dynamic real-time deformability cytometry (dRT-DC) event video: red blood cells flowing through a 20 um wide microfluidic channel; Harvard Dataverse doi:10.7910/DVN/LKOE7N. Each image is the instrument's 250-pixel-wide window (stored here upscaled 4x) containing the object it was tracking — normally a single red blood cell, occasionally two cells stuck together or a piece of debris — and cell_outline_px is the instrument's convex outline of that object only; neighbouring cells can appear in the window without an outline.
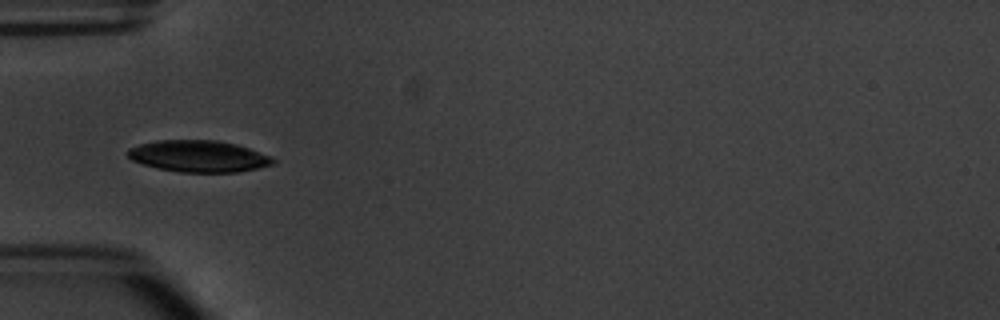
{"species": "common noctule bat (a hibernating species)", "species_latin": "Nyctalus noctula", "temperature_condition": "warm", "stored_images_in_passage": 8, "camera_frame_rate_fps": 3000, "um_per_image_px": 0.085, "animal": {"sex": "male", "body_mass_g": 20.1, "forearm_length_mm": 53.5}, "frame": {"image": 1, "passage_image": 4, "time_ms": 3.667, "image_size_px": [1000, 320], "cell_outline_px": [[276, 164], [236, 172], [180, 172], [156, 168], [132, 160], [128, 156], [128, 148], [140, 144], [156, 140], [220, 140], [236, 144], [248, 148], [268, 156], [276, 160]], "centroid_in_image_um": [16.87, 13.27], "position_along_channel_um": 68.1, "area_um2": 26.65}}
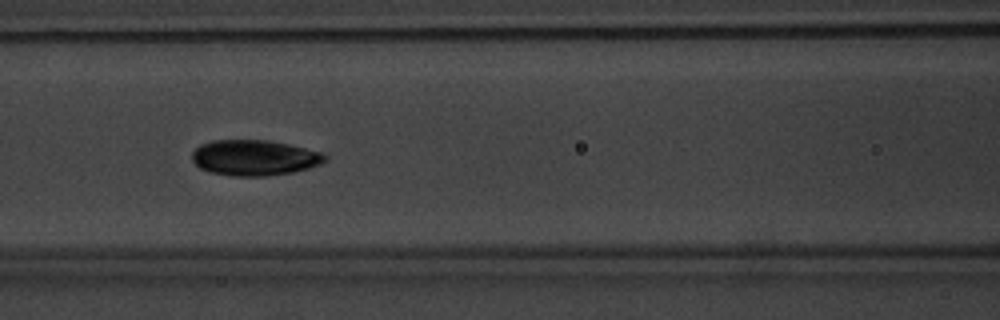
{"frame": {"image": 2, "passage_image": 6, "time_ms": 5.667, "image_size_px": [1000, 320], "cell_outline_px": [[328, 156], [320, 164], [308, 168], [292, 172], [264, 176], [232, 176], [212, 172], [200, 168], [192, 160], [192, 152], [200, 144], [212, 140], [268, 140], [288, 144], [320, 152]], "centroid_in_image_um": [21.59, 13.4], "position_along_channel_um": 145.0, "area_um2": 27.4}}
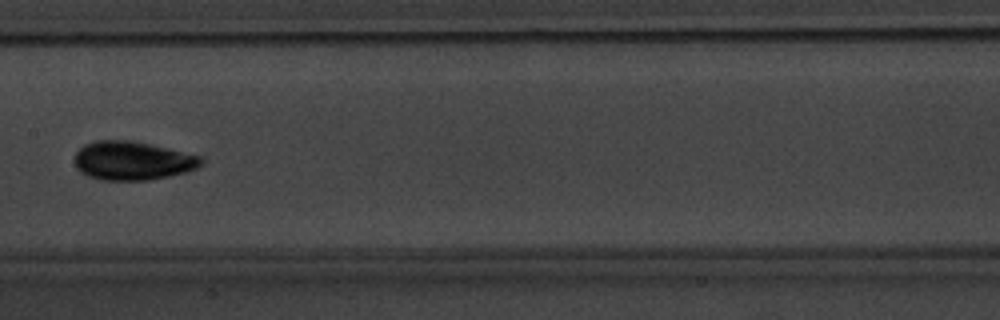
{"frame": {"image": 3, "passage_image": 7, "time_ms": 7.0, "image_size_px": [1000, 320], "cell_outline_px": [[204, 164], [188, 172], [148, 180], [100, 180], [88, 176], [80, 172], [76, 168], [76, 152], [84, 144], [96, 140], [128, 140], [148, 144], [200, 156], [204, 160]], "centroid_in_image_um": [11.25, 13.67], "position_along_channel_um": 196.1, "area_um2": 28.44}}